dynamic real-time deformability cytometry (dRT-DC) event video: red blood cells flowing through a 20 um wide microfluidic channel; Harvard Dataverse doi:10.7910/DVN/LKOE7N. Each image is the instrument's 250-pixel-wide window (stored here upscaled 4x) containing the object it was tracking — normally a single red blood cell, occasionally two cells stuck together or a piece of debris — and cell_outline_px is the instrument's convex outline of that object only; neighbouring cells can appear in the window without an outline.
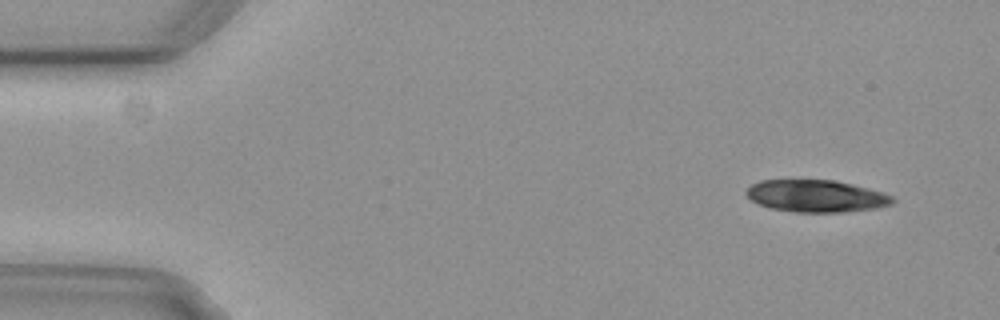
{"species": "common noctule bat (a hibernating species)", "species_latin": "Nyctalus noctula", "temperature_condition": "cold", "stored_images_in_passage": 5, "camera_frame_rate_fps": 3000, "um_per_image_px": 0.085, "animal": {"sex": "female", "body_mass_g": 29.2, "forearm_length_mm": 56.3}, "frame": {"image": 1, "passage_image": 1, "time_ms": 0.0, "image_size_px": [1000, 320], "cell_outline_px": [[896, 200], [892, 204], [876, 208], [840, 212], [796, 212], [768, 208], [756, 204], [744, 192], [752, 184], [760, 180], [832, 180], [852, 184], [868, 188], [892, 196]], "centroid_in_image_um": [69.34, 16.66], "position_along_channel_um": 15.7, "area_um2": 27.34}}
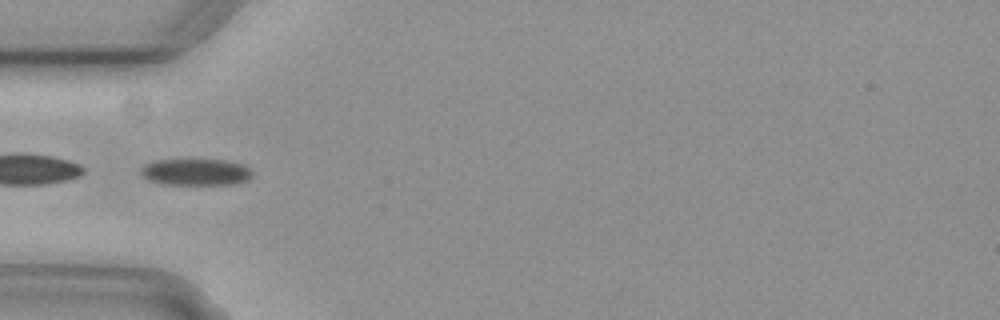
{"frame": {"image": 2, "passage_image": 4, "time_ms": 1.0, "image_size_px": [1000, 320], "cell_outline_px": [[252, 176], [248, 180], [236, 184], [160, 184], [148, 180], [140, 172], [140, 168], [144, 164], [156, 160], [224, 160], [244, 164], [252, 172]], "centroid_in_image_um": [16.64, 14.63], "position_along_channel_um": 68.4, "area_um2": 17.34}}